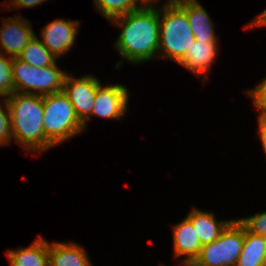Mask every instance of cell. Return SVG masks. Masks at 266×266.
Here are the masks:
<instances>
[{
    "label": "cell",
    "mask_w": 266,
    "mask_h": 266,
    "mask_svg": "<svg viewBox=\"0 0 266 266\" xmlns=\"http://www.w3.org/2000/svg\"><path fill=\"white\" fill-rule=\"evenodd\" d=\"M122 26L115 49L132 63L148 61L159 48V9L144 4L139 9L111 20Z\"/></svg>",
    "instance_id": "6da1fadb"
},
{
    "label": "cell",
    "mask_w": 266,
    "mask_h": 266,
    "mask_svg": "<svg viewBox=\"0 0 266 266\" xmlns=\"http://www.w3.org/2000/svg\"><path fill=\"white\" fill-rule=\"evenodd\" d=\"M9 97V98H8ZM5 98L11 121L12 137L25 145L28 152L45 151L54 147L43 129V96L14 92Z\"/></svg>",
    "instance_id": "7a4b0ae2"
},
{
    "label": "cell",
    "mask_w": 266,
    "mask_h": 266,
    "mask_svg": "<svg viewBox=\"0 0 266 266\" xmlns=\"http://www.w3.org/2000/svg\"><path fill=\"white\" fill-rule=\"evenodd\" d=\"M164 6L163 13L159 10L158 52L164 51L163 58H169L178 63L196 39L188 23L186 12L175 1H166Z\"/></svg>",
    "instance_id": "3957f363"
},
{
    "label": "cell",
    "mask_w": 266,
    "mask_h": 266,
    "mask_svg": "<svg viewBox=\"0 0 266 266\" xmlns=\"http://www.w3.org/2000/svg\"><path fill=\"white\" fill-rule=\"evenodd\" d=\"M43 110L44 135L53 146L83 132V124L63 91L43 96Z\"/></svg>",
    "instance_id": "277c9868"
},
{
    "label": "cell",
    "mask_w": 266,
    "mask_h": 266,
    "mask_svg": "<svg viewBox=\"0 0 266 266\" xmlns=\"http://www.w3.org/2000/svg\"><path fill=\"white\" fill-rule=\"evenodd\" d=\"M12 70L14 92L39 96L61 92L67 75L56 62L51 66L37 68L17 57H13Z\"/></svg>",
    "instance_id": "5b68a950"
},
{
    "label": "cell",
    "mask_w": 266,
    "mask_h": 266,
    "mask_svg": "<svg viewBox=\"0 0 266 266\" xmlns=\"http://www.w3.org/2000/svg\"><path fill=\"white\" fill-rule=\"evenodd\" d=\"M244 237L245 227L238 220H232L218 239L202 245L191 266H236Z\"/></svg>",
    "instance_id": "8992f818"
},
{
    "label": "cell",
    "mask_w": 266,
    "mask_h": 266,
    "mask_svg": "<svg viewBox=\"0 0 266 266\" xmlns=\"http://www.w3.org/2000/svg\"><path fill=\"white\" fill-rule=\"evenodd\" d=\"M100 84L99 79L87 75L75 79L68 74L65 77L62 91L72 104L75 114L85 129L86 120L90 117L94 106L95 94Z\"/></svg>",
    "instance_id": "52a82bcc"
},
{
    "label": "cell",
    "mask_w": 266,
    "mask_h": 266,
    "mask_svg": "<svg viewBox=\"0 0 266 266\" xmlns=\"http://www.w3.org/2000/svg\"><path fill=\"white\" fill-rule=\"evenodd\" d=\"M128 90L123 85H98L91 114L104 118L120 119L127 111Z\"/></svg>",
    "instance_id": "ba28073f"
},
{
    "label": "cell",
    "mask_w": 266,
    "mask_h": 266,
    "mask_svg": "<svg viewBox=\"0 0 266 266\" xmlns=\"http://www.w3.org/2000/svg\"><path fill=\"white\" fill-rule=\"evenodd\" d=\"M33 36H35L34 31L28 21H24L21 16L8 18L4 20L0 30V50L5 55L10 54L12 58L18 57Z\"/></svg>",
    "instance_id": "9c48e42d"
},
{
    "label": "cell",
    "mask_w": 266,
    "mask_h": 266,
    "mask_svg": "<svg viewBox=\"0 0 266 266\" xmlns=\"http://www.w3.org/2000/svg\"><path fill=\"white\" fill-rule=\"evenodd\" d=\"M78 25L79 23L76 21H66L63 19L50 22L41 29L43 45L55 58H59L60 55L73 46Z\"/></svg>",
    "instance_id": "30bf717a"
},
{
    "label": "cell",
    "mask_w": 266,
    "mask_h": 266,
    "mask_svg": "<svg viewBox=\"0 0 266 266\" xmlns=\"http://www.w3.org/2000/svg\"><path fill=\"white\" fill-rule=\"evenodd\" d=\"M217 41L195 40L178 64L196 75L203 73L206 80L207 72L217 55Z\"/></svg>",
    "instance_id": "8fae6325"
},
{
    "label": "cell",
    "mask_w": 266,
    "mask_h": 266,
    "mask_svg": "<svg viewBox=\"0 0 266 266\" xmlns=\"http://www.w3.org/2000/svg\"><path fill=\"white\" fill-rule=\"evenodd\" d=\"M174 254L176 257L186 255L183 265H191L198 257L202 244L191 221L186 217L173 226Z\"/></svg>",
    "instance_id": "7c38bea8"
},
{
    "label": "cell",
    "mask_w": 266,
    "mask_h": 266,
    "mask_svg": "<svg viewBox=\"0 0 266 266\" xmlns=\"http://www.w3.org/2000/svg\"><path fill=\"white\" fill-rule=\"evenodd\" d=\"M186 12L188 23L196 40L217 41L213 22L203 7L196 0H175Z\"/></svg>",
    "instance_id": "4fadbf2b"
},
{
    "label": "cell",
    "mask_w": 266,
    "mask_h": 266,
    "mask_svg": "<svg viewBox=\"0 0 266 266\" xmlns=\"http://www.w3.org/2000/svg\"><path fill=\"white\" fill-rule=\"evenodd\" d=\"M187 218L193 224L196 234L202 245L211 243L218 239L221 233L232 221H216L213 214L203 212L198 209L187 215Z\"/></svg>",
    "instance_id": "5bb4252c"
},
{
    "label": "cell",
    "mask_w": 266,
    "mask_h": 266,
    "mask_svg": "<svg viewBox=\"0 0 266 266\" xmlns=\"http://www.w3.org/2000/svg\"><path fill=\"white\" fill-rule=\"evenodd\" d=\"M7 254L11 266H49V243L41 236L30 247Z\"/></svg>",
    "instance_id": "9a60e30c"
},
{
    "label": "cell",
    "mask_w": 266,
    "mask_h": 266,
    "mask_svg": "<svg viewBox=\"0 0 266 266\" xmlns=\"http://www.w3.org/2000/svg\"><path fill=\"white\" fill-rule=\"evenodd\" d=\"M49 266H92L85 250L74 243L49 244Z\"/></svg>",
    "instance_id": "2e32d148"
},
{
    "label": "cell",
    "mask_w": 266,
    "mask_h": 266,
    "mask_svg": "<svg viewBox=\"0 0 266 266\" xmlns=\"http://www.w3.org/2000/svg\"><path fill=\"white\" fill-rule=\"evenodd\" d=\"M265 249L266 237L250 233L245 229L244 243L236 266H263Z\"/></svg>",
    "instance_id": "e0dca14e"
},
{
    "label": "cell",
    "mask_w": 266,
    "mask_h": 266,
    "mask_svg": "<svg viewBox=\"0 0 266 266\" xmlns=\"http://www.w3.org/2000/svg\"><path fill=\"white\" fill-rule=\"evenodd\" d=\"M17 58L37 68L51 66L56 62L54 60L56 58L36 35L33 36Z\"/></svg>",
    "instance_id": "ac0fdd59"
},
{
    "label": "cell",
    "mask_w": 266,
    "mask_h": 266,
    "mask_svg": "<svg viewBox=\"0 0 266 266\" xmlns=\"http://www.w3.org/2000/svg\"><path fill=\"white\" fill-rule=\"evenodd\" d=\"M138 2L142 3L141 0H95L94 5L111 21L139 9Z\"/></svg>",
    "instance_id": "d6986e66"
},
{
    "label": "cell",
    "mask_w": 266,
    "mask_h": 266,
    "mask_svg": "<svg viewBox=\"0 0 266 266\" xmlns=\"http://www.w3.org/2000/svg\"><path fill=\"white\" fill-rule=\"evenodd\" d=\"M0 52V97H8L14 93L12 57L5 58Z\"/></svg>",
    "instance_id": "ffe728a7"
},
{
    "label": "cell",
    "mask_w": 266,
    "mask_h": 266,
    "mask_svg": "<svg viewBox=\"0 0 266 266\" xmlns=\"http://www.w3.org/2000/svg\"><path fill=\"white\" fill-rule=\"evenodd\" d=\"M245 229L253 234L266 237V211L255 216L237 219Z\"/></svg>",
    "instance_id": "44dd1931"
},
{
    "label": "cell",
    "mask_w": 266,
    "mask_h": 266,
    "mask_svg": "<svg viewBox=\"0 0 266 266\" xmlns=\"http://www.w3.org/2000/svg\"><path fill=\"white\" fill-rule=\"evenodd\" d=\"M253 98L254 105L259 111V123H266V78L263 82L247 92Z\"/></svg>",
    "instance_id": "7402d4cb"
},
{
    "label": "cell",
    "mask_w": 266,
    "mask_h": 266,
    "mask_svg": "<svg viewBox=\"0 0 266 266\" xmlns=\"http://www.w3.org/2000/svg\"><path fill=\"white\" fill-rule=\"evenodd\" d=\"M3 102L7 111L0 103V146L9 144L12 138L10 112L5 99Z\"/></svg>",
    "instance_id": "603a6c76"
},
{
    "label": "cell",
    "mask_w": 266,
    "mask_h": 266,
    "mask_svg": "<svg viewBox=\"0 0 266 266\" xmlns=\"http://www.w3.org/2000/svg\"><path fill=\"white\" fill-rule=\"evenodd\" d=\"M12 2V7L11 8H23V7H27V8H30V7H34L38 4H41L42 2L44 1H47V0H11ZM14 5V7H13Z\"/></svg>",
    "instance_id": "cb8c5ba5"
},
{
    "label": "cell",
    "mask_w": 266,
    "mask_h": 266,
    "mask_svg": "<svg viewBox=\"0 0 266 266\" xmlns=\"http://www.w3.org/2000/svg\"><path fill=\"white\" fill-rule=\"evenodd\" d=\"M264 25H266V9L259 16H257L256 19L254 18L253 22H251L250 25L247 26V28H254Z\"/></svg>",
    "instance_id": "d4e9b609"
},
{
    "label": "cell",
    "mask_w": 266,
    "mask_h": 266,
    "mask_svg": "<svg viewBox=\"0 0 266 266\" xmlns=\"http://www.w3.org/2000/svg\"><path fill=\"white\" fill-rule=\"evenodd\" d=\"M259 134L263 144L264 151L266 153V123H259Z\"/></svg>",
    "instance_id": "484cf974"
},
{
    "label": "cell",
    "mask_w": 266,
    "mask_h": 266,
    "mask_svg": "<svg viewBox=\"0 0 266 266\" xmlns=\"http://www.w3.org/2000/svg\"><path fill=\"white\" fill-rule=\"evenodd\" d=\"M142 1V4H151V2L153 3H156V1H158V0H141ZM173 1H175V0H168V2H173Z\"/></svg>",
    "instance_id": "4316f807"
},
{
    "label": "cell",
    "mask_w": 266,
    "mask_h": 266,
    "mask_svg": "<svg viewBox=\"0 0 266 266\" xmlns=\"http://www.w3.org/2000/svg\"><path fill=\"white\" fill-rule=\"evenodd\" d=\"M263 266H266V249L263 255Z\"/></svg>",
    "instance_id": "83f0119b"
}]
</instances>
